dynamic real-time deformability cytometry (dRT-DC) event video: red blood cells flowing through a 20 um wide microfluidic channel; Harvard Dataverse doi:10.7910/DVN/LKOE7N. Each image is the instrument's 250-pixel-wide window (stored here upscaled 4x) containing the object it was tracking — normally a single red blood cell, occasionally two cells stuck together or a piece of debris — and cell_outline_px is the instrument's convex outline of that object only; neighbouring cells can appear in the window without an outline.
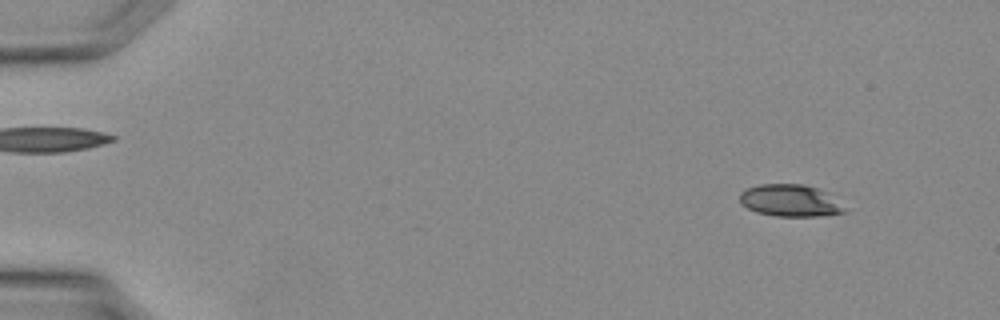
{"species": "Egyptian fruit bat (a non-hibernating species)", "species_latin": "Rousettus aegyptiacus", "temperature_condition": "warm", "stored_images_in_passage": 35, "camera_frame_rate_fps": 3000, "um_per_image_px": 0.085, "animal": {"sex": "female"}, "frame": {"image": 1, "passage_image": 3, "time_ms": 0.667, "image_size_px": [1000, 320], "cell_outline_px": [[848, 212], [820, 216], [776, 216], [756, 212], [740, 204], [740, 192], [748, 188], [760, 184], [804, 184], [828, 192]], "centroid_in_image_um": [67.15, 17.05], "position_along_channel_um": 17.8, "area_um2": 19.54}}
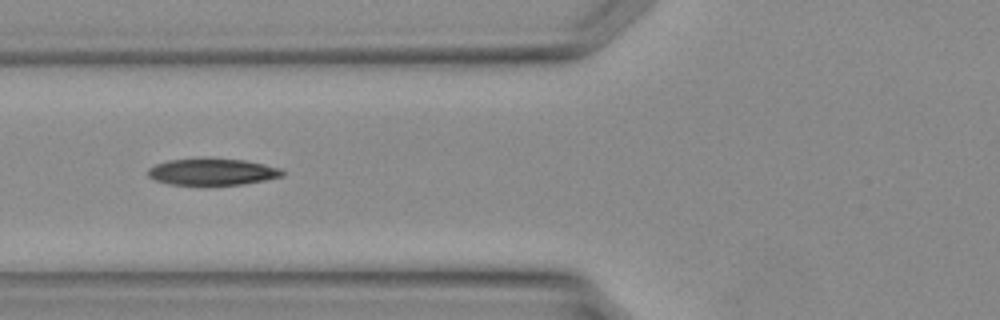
{"frame": {"image": 2, "passage_image": 14, "time_ms": 4.333, "image_size_px": [1000, 320], "cell_outline_px": [[284, 176], [244, 184], [200, 188], [168, 184], [152, 180], [148, 176], [148, 168], [156, 164], [168, 160], [244, 160], [264, 164], [280, 168], [284, 172]], "centroid_in_image_um": [18.0, 14.68], "position_along_channel_um": 107.8, "area_um2": 21.33}}
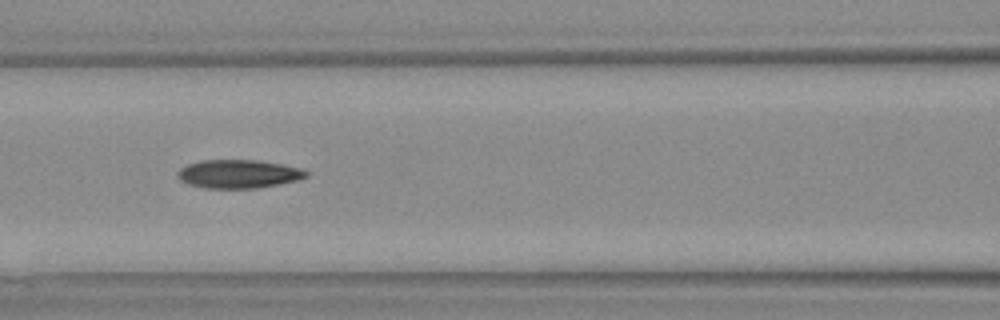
{"frame": {"image": 3, "passage_image": 16, "time_ms": 5.0, "image_size_px": [1000, 320], "cell_outline_px": [[308, 176], [296, 180], [256, 188], [204, 188], [188, 184], [180, 180], [176, 176], [176, 172], [180, 168], [188, 164], [200, 160], [256, 160], [280, 164], [300, 168], [308, 172]], "centroid_in_image_um": [20.21, 14.78], "position_along_channel_um": 146.4, "area_um2": 21.21}}